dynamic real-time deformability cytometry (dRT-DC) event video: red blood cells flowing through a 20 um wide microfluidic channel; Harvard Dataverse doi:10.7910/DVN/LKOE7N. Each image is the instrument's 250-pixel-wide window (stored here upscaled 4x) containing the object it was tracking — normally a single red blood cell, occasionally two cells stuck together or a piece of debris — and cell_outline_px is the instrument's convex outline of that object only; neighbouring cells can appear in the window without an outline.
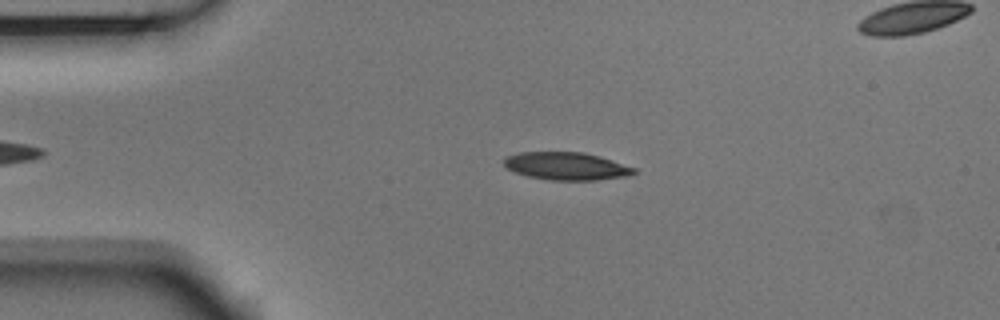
{"species": "Egyptian fruit bat (a non-hibernating species)", "species_latin": "Rousettus aegyptiacus", "temperature_condition": "room temperature", "stored_images_in_passage": 45, "camera_frame_rate_fps": 3000, "um_per_image_px": 0.085, "animal": {"sex": "male"}, "frame": {"image": 1, "passage_image": 9, "time_ms": 2.667, "image_size_px": [1000, 320], "cell_outline_px": [[640, 172], [628, 176], [596, 180], [552, 180], [528, 176], [516, 172], [508, 168], [504, 164], [504, 160], [508, 156], [520, 152], [584, 152], [600, 156], [636, 168]], "centroid_in_image_um": [48.22, 14.12], "position_along_channel_um": 36.8, "area_um2": 20.98}}
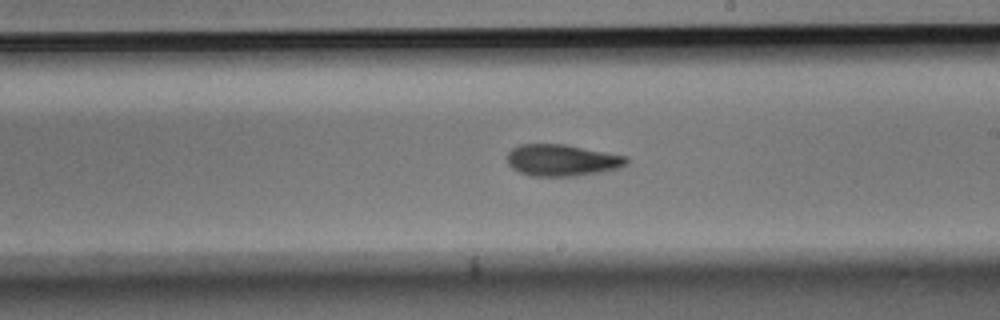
{"frame": {"image": 2, "passage_image": 28, "time_ms": 9.0, "image_size_px": [1000, 320], "cell_outline_px": [[628, 164], [620, 168], [600, 172], [576, 176], [532, 176], [520, 172], [512, 168], [508, 164], [508, 152], [512, 148], [520, 144], [564, 144], [628, 156]], "centroid_in_image_um": [47.79, 13.62], "position_along_channel_um": 241.2, "area_um2": 22.08}}
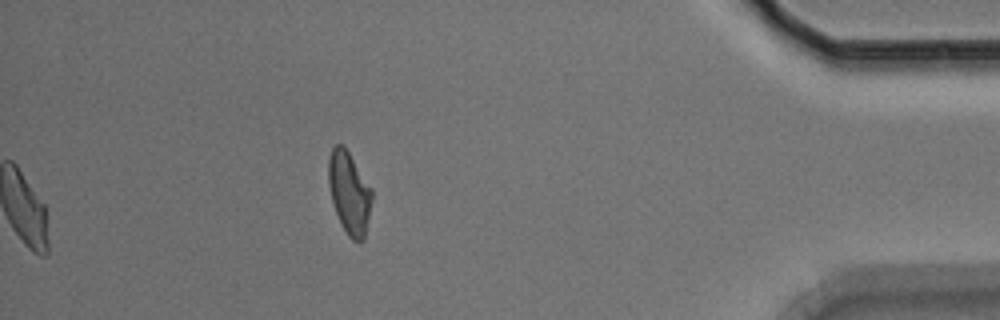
{"frame": {"image": 3, "passage_image": 45, "time_ms": 14.667, "image_size_px": [1000, 320], "cell_outline_px": [[372, 200], [364, 240], [360, 244], [352, 240], [348, 236], [336, 212], [332, 200], [328, 184], [328, 156], [332, 148], [336, 144], [344, 144], [372, 188]], "centroid_in_image_um": [29.69, 16.36], "position_along_channel_um": 405.5, "area_um2": 20.98}, "authors_computed_cell_mechanics": {"area_um2": 21.6172, "velocity_mm_per_s": 3.7413, "shape_relaxation_time_tau1_ms": 4.0729, "shape_relaxation_time_tau2_ms": 2.8035, "deformation_change_tau1": 0.16, "deformation_change_tau2": 0.1042}}